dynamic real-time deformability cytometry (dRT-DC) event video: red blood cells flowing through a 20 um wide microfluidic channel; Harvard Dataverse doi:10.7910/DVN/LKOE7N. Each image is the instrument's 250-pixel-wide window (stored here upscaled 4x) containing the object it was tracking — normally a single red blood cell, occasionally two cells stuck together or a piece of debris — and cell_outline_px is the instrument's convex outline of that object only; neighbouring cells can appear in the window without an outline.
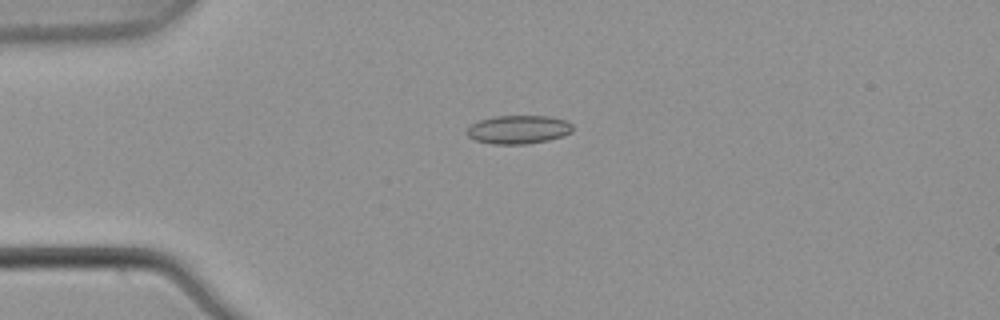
{"species": "common noctule bat (a hibernating species)", "species_latin": "Nyctalus noctula", "temperature_condition": "warm", "stored_images_in_passage": 4, "camera_frame_rate_fps": 3000, "um_per_image_px": 0.085, "animal": {"sex": "male", "body_mass_g": 21.5, "forearm_length_mm": 52.0}, "frame": {"image": 1, "passage_image": 2, "time_ms": 0.333, "image_size_px": [1000, 320], "cell_outline_px": [[572, 132], [564, 136], [548, 140], [524, 144], [492, 144], [476, 140], [468, 136], [464, 132], [476, 120], [496, 116], [548, 116], [564, 120], [572, 124]], "centroid_in_image_um": [44.04, 11.01], "position_along_channel_um": 41.0, "area_um2": 17.63}}
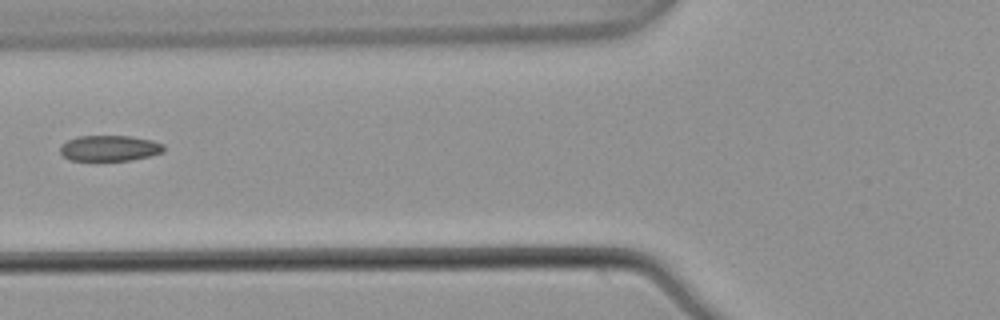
{"frame": {"image": 2, "passage_image": 4, "time_ms": 1.0, "image_size_px": [1000, 320], "cell_outline_px": [[164, 152], [148, 156], [128, 160], [72, 160], [64, 156], [60, 152], [60, 144], [76, 136], [132, 136], [152, 140], [164, 144]], "centroid_in_image_um": [9.31, 12.58], "position_along_channel_um": 116.5, "area_um2": 15.49}}